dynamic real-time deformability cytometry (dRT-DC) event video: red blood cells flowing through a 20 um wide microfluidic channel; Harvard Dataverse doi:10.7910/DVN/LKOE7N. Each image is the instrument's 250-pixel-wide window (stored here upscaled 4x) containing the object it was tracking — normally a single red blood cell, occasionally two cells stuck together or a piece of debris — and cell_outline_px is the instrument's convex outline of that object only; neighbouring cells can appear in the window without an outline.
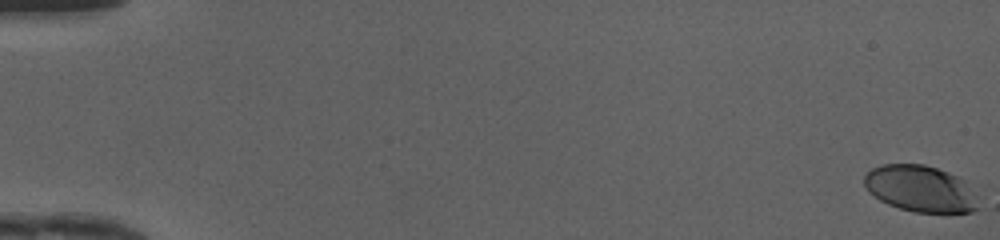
{"species": "human", "species_latin": "Homo sapiens", "temperature_condition": "cold", "stored_images_in_passage": 51, "camera_frame_rate_fps": 3000, "um_per_image_px": 0.085, "donor": {"sex": "female"}, "frame": {"image": 1, "passage_image": 1, "time_ms": 0.0, "image_size_px": [1000, 240], "cell_outline_px": [[976, 208], [972, 212], [916, 212], [900, 208], [888, 204], [880, 200], [868, 192], [864, 184], [864, 176], [872, 168], [880, 164], [924, 164], [948, 172], [964, 180]], "centroid_in_image_um": [78.11, 16.02], "position_along_channel_um": 6.9, "area_um2": 30.11}}
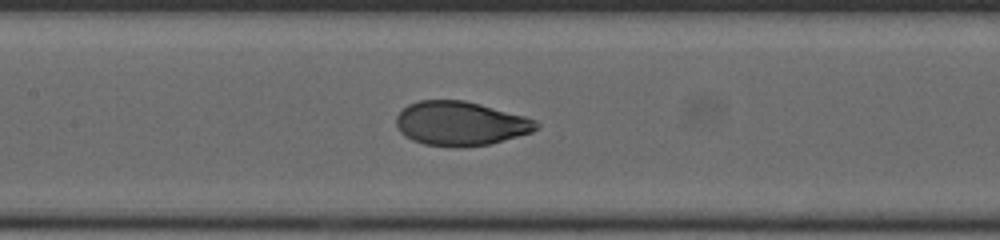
{"frame": {"image": 2, "passage_image": 26, "time_ms": 8.333, "image_size_px": [1000, 240], "cell_outline_px": [[540, 124], [532, 132], [492, 144], [460, 148], [456, 148], [424, 144], [412, 140], [404, 136], [400, 132], [396, 124], [396, 116], [408, 104], [420, 100], [464, 100], [480, 104], [524, 116], [536, 120]], "centroid_in_image_um": [39.13, 10.51], "position_along_channel_um": 168.3, "area_um2": 36.24}}
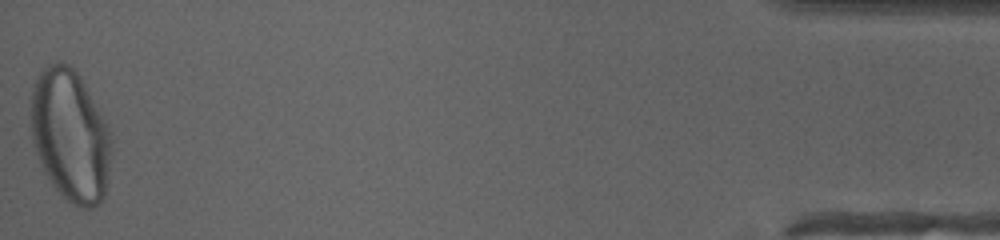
{"frame": {"image": 3, "passage_image": 51, "time_ms": 16.667, "image_size_px": [1000, 240], "cell_outline_px": [[112, 148], [108, 184], [104, 196], [92, 208], [80, 208], [72, 204], [52, 184], [44, 172], [32, 144], [32, 84], [36, 76], [48, 64], [68, 64], [80, 76], [104, 120], [108, 128], [112, 140]], "centroid_in_image_um": [5.98, 11.55], "position_along_channel_um": 429.2, "area_um2": 61.61}, "authors_computed_cell_mechanics": {"area_um2": 35.8938, "velocity_mm_per_s": 4.1741, "shape_relaxation_time_tau1_ms": 3.1159, "shape_relaxation_time_tau2_ms": null, "deformation_change_tau1": 0.1786, "deformation_change_tau2": null}}